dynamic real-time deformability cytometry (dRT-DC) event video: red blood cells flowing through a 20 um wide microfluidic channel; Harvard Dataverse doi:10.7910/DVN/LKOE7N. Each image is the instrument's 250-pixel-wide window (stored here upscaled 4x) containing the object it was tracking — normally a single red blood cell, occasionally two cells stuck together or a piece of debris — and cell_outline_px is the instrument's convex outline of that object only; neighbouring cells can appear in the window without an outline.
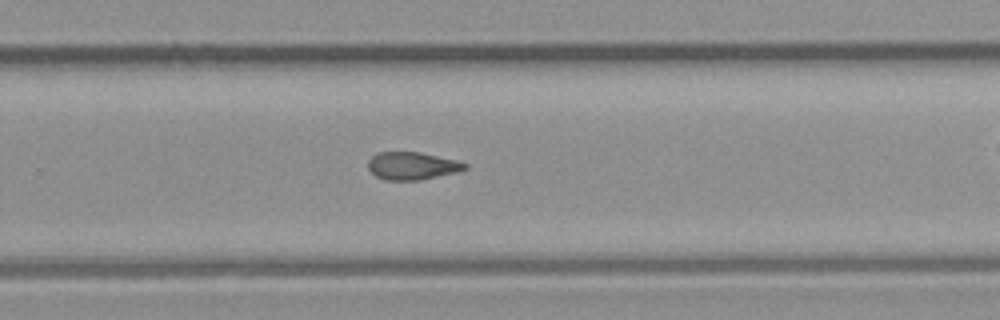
{"species": "common noctule bat (a hibernating species)", "species_latin": "Nyctalus noctula", "temperature_condition": "room temperature", "stored_images_in_passage": 32, "camera_frame_rate_fps": 3000, "um_per_image_px": 0.085, "animal": {"sex": "male", "body_mass_g": 23.1, "forearm_length_mm": 52.7}, "frame": {"image": 1, "passage_image": 19, "time_ms": 6.0, "image_size_px": [1000, 320], "cell_outline_px": [[468, 168], [460, 172], [420, 180], [384, 180], [376, 176], [368, 168], [368, 160], [376, 152], [420, 152], [456, 160], [468, 164]], "centroid_in_image_um": [35.05, 14.1], "position_along_channel_um": 294.7, "area_um2": 15.78}}